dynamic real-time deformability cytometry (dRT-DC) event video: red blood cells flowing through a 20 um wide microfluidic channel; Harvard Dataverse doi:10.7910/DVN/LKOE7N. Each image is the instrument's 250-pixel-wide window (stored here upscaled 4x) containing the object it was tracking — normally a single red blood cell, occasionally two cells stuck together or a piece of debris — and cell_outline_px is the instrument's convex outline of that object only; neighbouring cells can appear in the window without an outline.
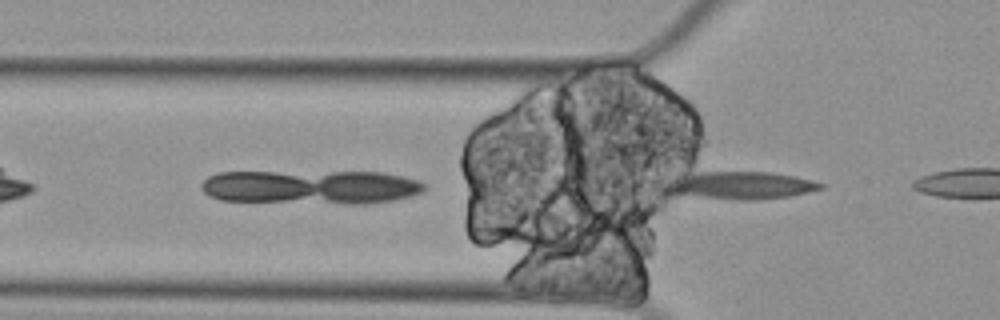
{"species": "Egyptian fruit bat (a non-hibernating species)", "species_latin": "Rousettus aegyptiacus", "temperature_condition": "cold", "stored_images_in_passage": 5, "camera_frame_rate_fps": 3000, "um_per_image_px": 0.085, "animal": {"sex": "female"}, "frame": {"image": 1, "passage_image": 5, "time_ms": 1.333, "image_size_px": [1000, 320], "cell_outline_px": [[824, 188], [788, 196], [756, 200], [744, 200], [704, 196], [672, 192], [664, 184], [672, 176], [684, 172], [768, 172], [792, 176], [824, 184]], "centroid_in_image_um": [62.92, 15.72], "position_along_channel_um": 62.9, "area_um2": 24.33}}